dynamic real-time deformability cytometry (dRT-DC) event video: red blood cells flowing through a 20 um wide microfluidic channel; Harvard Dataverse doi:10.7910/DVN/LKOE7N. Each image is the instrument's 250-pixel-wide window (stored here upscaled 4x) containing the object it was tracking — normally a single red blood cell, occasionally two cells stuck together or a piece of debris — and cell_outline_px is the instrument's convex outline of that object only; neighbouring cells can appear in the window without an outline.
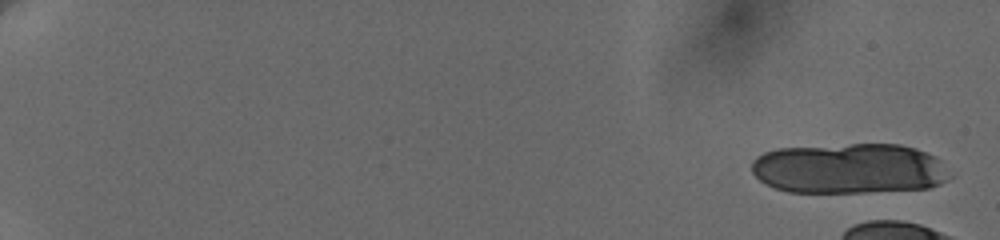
{"species": "human", "species_latin": "Homo sapiens", "temperature_condition": "cold", "stored_images_in_passage": 4, "camera_frame_rate_fps": 3000, "um_per_image_px": 0.085, "donor": {"sex": "female"}, "frame": {"image": 1, "passage_image": 1, "time_ms": 0.0, "image_size_px": [1000, 240], "cell_outline_px": [[956, 176], [940, 184], [928, 188], [864, 192], [788, 192], [776, 188], [760, 180], [752, 172], [752, 160], [756, 156], [764, 152], [776, 148], [852, 144], [900, 144], [916, 148], [936, 156]], "centroid_in_image_um": [72.25, 14.32], "position_along_channel_um": 12.8, "area_um2": 58.72}}